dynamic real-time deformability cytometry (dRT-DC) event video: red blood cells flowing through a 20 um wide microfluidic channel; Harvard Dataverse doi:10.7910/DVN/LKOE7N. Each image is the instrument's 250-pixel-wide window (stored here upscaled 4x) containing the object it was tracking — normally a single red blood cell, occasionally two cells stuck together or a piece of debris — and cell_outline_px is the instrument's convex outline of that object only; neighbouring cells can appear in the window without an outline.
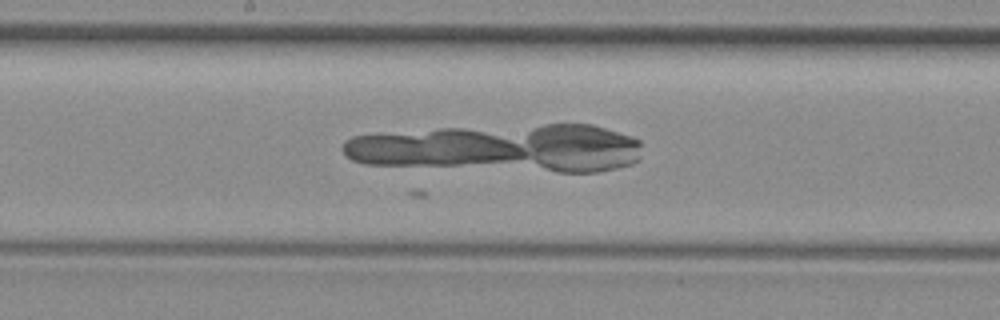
{"species": "common noctule bat (a hibernating species)", "species_latin": "Nyctalus noctula", "temperature_condition": "room temperature", "stored_images_in_passage": 34, "segment_of_instrument_passage": [2, 2], "camera_frame_rate_fps": 3000, "um_per_image_px": 0.085, "animal": {"sex": "female", "body_mass_g": 29.2, "forearm_length_mm": 56.3}, "frame": {"image": 1, "passage_image": 22, "time_ms": 7.0, "image_size_px": [1000, 320], "cell_outline_px": [[524, 152], [516, 156], [476, 160], [360, 160], [352, 156], [348, 152], [400, 140], [452, 132], [468, 132], [500, 140], [512, 144], [520, 148]], "centroid_in_image_um": [37.44, 12.63], "position_along_channel_um": 210.8, "area_um2": 24.51}}
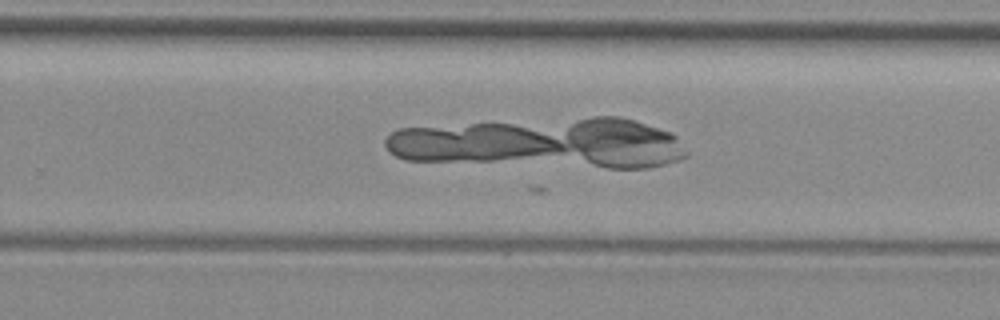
{"frame": {"image": 2, "passage_image": 28, "time_ms": 9.0, "image_size_px": [1000, 320], "cell_outline_px": [[560, 148], [532, 152], [496, 156], [404, 156], [396, 152], [392, 148], [508, 128], [516, 128], [532, 132], [544, 136], [560, 144]], "centroid_in_image_um": [41.02, 12.3], "position_along_channel_um": 288.8, "area_um2": 21.44}}